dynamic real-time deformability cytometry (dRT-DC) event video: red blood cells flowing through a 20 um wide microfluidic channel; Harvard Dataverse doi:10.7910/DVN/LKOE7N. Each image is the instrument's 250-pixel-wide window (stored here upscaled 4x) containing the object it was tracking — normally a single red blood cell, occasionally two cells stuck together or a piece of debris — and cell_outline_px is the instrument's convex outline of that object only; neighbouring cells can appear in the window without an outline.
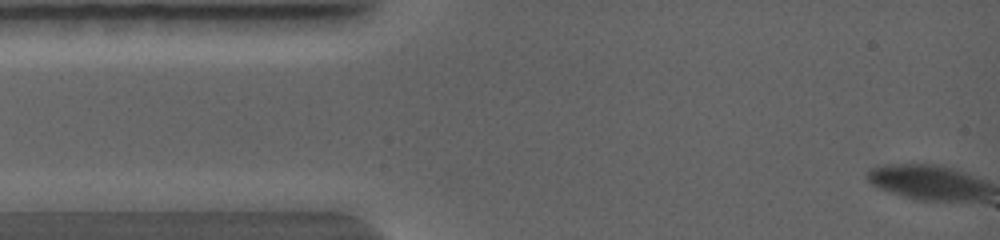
{"species": "common noctule bat (a hibernating species)", "species_latin": "Nyctalus noctula", "temperature_condition": "warm", "stored_images_in_passage": 3, "camera_frame_rate_fps": 5000, "um_per_image_px": 0.085, "animal": {"sex": "female", "body_mass_g": 19.0, "forearm_length_mm": 56.7}, "frame": {"image": 1, "passage_image": 1, "time_ms": 0.0, "image_size_px": [1000, 240], "cell_outline_px": [[968, 188], [964, 196], [916, 196], [892, 188], [876, 180], [876, 172], [928, 172], [956, 180]], "centroid_in_image_um": [78.38, 15.63], "position_along_channel_um": 6.6, "area_um2": 11.91}}